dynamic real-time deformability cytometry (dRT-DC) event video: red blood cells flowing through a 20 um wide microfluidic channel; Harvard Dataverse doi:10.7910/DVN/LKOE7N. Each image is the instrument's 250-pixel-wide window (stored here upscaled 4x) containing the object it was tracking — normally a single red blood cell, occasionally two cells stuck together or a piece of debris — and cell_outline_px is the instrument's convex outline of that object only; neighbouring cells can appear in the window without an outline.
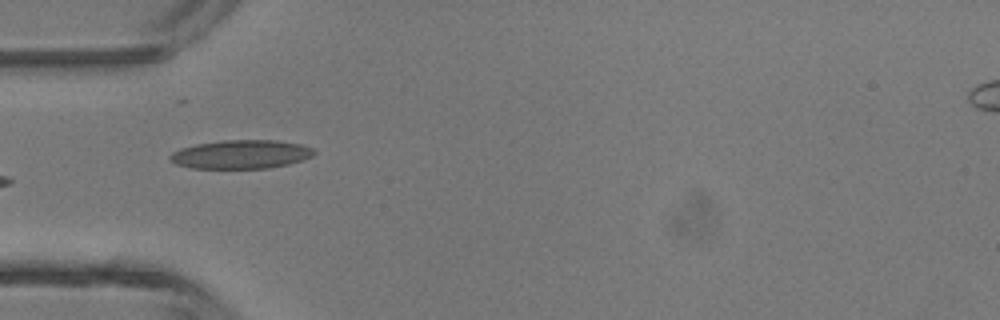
{"species": "common noctule bat (a hibernating species)", "species_latin": "Nyctalus noctula", "temperature_condition": "room temperature", "stored_images_in_passage": 4, "camera_frame_rate_fps": 3000, "um_per_image_px": 0.085, "animal": {"sex": "male", "body_mass_g": 13.3}, "frame": {"image": 1, "passage_image": 4, "time_ms": 1.0, "image_size_px": [1000, 320], "cell_outline_px": [[316, 152], [312, 156], [304, 160], [288, 164], [268, 168], [192, 168], [176, 164], [168, 160], [168, 156], [172, 152], [180, 148], [196, 144], [224, 140], [276, 140], [300, 144], [312, 148]], "centroid_in_image_um": [20.46, 13.12], "position_along_channel_um": 64.5, "area_um2": 24.16}}